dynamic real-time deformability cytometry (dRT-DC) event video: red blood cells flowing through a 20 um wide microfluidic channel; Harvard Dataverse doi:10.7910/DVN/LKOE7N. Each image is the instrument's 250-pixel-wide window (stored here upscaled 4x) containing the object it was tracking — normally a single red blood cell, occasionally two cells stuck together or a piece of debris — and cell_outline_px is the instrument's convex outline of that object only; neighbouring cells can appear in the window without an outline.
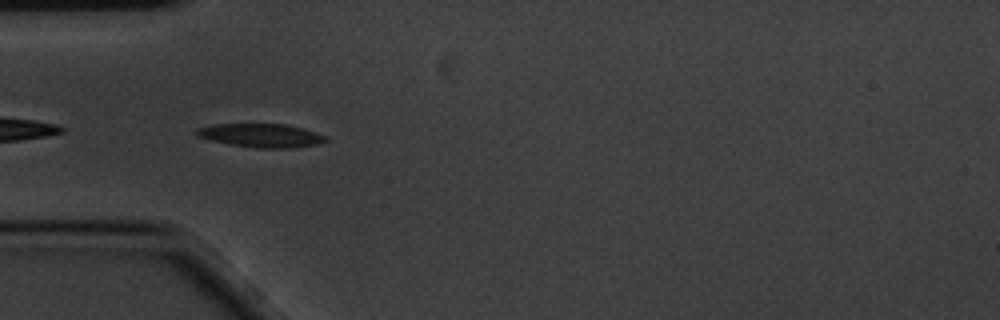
{"species": "common noctule bat (a hibernating species)", "species_latin": "Nyctalus noctula", "temperature_condition": "cold", "stored_images_in_passage": 6, "camera_frame_rate_fps": 3000, "um_per_image_px": 0.085, "animal": {"sex": "male", "body_mass_g": 20.1, "forearm_length_mm": 53.5}, "frame": {"image": 1, "passage_image": 5, "time_ms": 1.333, "image_size_px": [1000, 320], "cell_outline_px": [[328, 140], [316, 144], [292, 148], [256, 148], [228, 144], [196, 136], [192, 132], [196, 128], [212, 124], [284, 124], [304, 128], [324, 136]], "centroid_in_image_um": [22.12, 11.51], "position_along_channel_um": 62.9, "area_um2": 17.8}}